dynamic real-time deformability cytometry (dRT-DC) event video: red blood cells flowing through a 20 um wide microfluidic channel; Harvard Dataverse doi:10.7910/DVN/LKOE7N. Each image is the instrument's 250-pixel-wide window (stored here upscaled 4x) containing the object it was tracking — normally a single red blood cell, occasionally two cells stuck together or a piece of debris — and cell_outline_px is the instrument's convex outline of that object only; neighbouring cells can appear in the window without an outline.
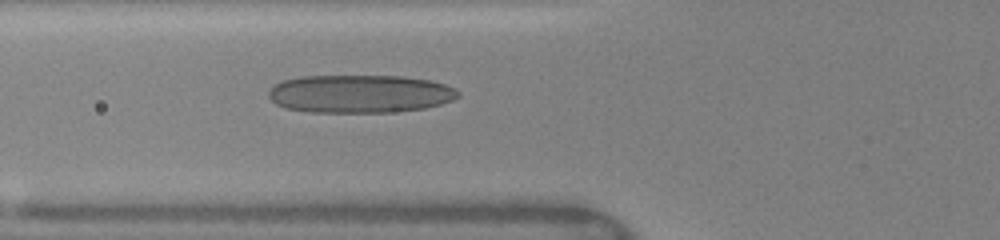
{"species": "human", "species_latin": "Homo sapiens", "temperature_condition": "warm", "stored_images_in_passage": 2, "camera_frame_rate_fps": 3000, "um_per_image_px": 0.085, "donor": {"sex": "female"}, "frame": {"image": 1, "passage_image": 2, "time_ms": 0.667, "image_size_px": [1000, 240], "cell_outline_px": [[460, 96], [452, 100], [440, 104], [424, 108], [388, 112], [312, 112], [284, 108], [276, 104], [268, 96], [268, 92], [276, 84], [284, 80], [300, 76], [404, 76], [432, 80], [444, 84], [460, 92]], "centroid_in_image_um": [30.59, 7.97], "position_along_channel_um": 95.2, "area_um2": 42.02}}